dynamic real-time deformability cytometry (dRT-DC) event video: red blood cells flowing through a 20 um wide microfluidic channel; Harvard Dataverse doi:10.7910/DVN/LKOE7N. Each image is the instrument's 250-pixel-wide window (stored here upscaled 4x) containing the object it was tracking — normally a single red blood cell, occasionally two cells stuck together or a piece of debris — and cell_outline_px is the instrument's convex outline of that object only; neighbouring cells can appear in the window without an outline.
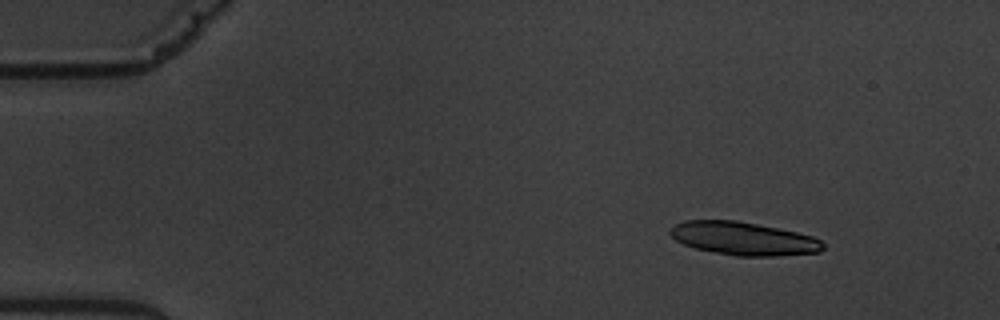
{"species": "common noctule bat (a hibernating species)", "species_latin": "Nyctalus noctula", "temperature_condition": "warm", "stored_images_in_passage": 5, "camera_frame_rate_fps": 3000, "um_per_image_px": 0.085, "animal": {"sex": "male", "body_mass_g": 19.5, "forearm_length_mm": 54.6}, "frame": {"image": 1, "passage_image": 2, "time_ms": 1.0, "image_size_px": [1000, 320], "cell_outline_px": [[824, 248], [820, 252], [776, 256], [736, 256], [696, 248], [684, 244], [676, 240], [668, 232], [668, 228], [684, 220], [736, 220], [796, 232], [812, 236], [820, 240], [824, 244]], "centroid_in_image_um": [63.18, 20.27], "position_along_channel_um": 21.8, "area_um2": 29.42}}